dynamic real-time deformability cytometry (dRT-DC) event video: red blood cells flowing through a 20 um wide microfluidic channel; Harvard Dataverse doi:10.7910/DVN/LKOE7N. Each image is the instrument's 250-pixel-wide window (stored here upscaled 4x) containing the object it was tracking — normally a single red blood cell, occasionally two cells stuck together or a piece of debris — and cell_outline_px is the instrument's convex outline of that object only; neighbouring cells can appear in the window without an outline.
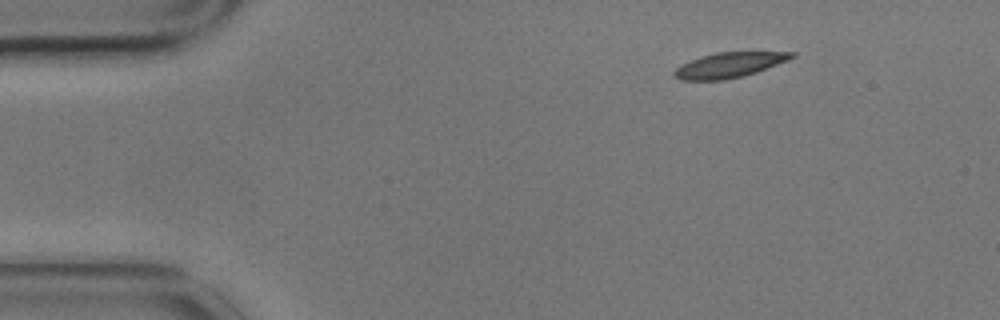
{"species": "common noctule bat (a hibernating species)", "species_latin": "Nyctalus noctula", "temperature_condition": "cold", "stored_images_in_passage": 3, "camera_frame_rate_fps": 3000, "um_per_image_px": 0.085, "animal": {"sex": "male", "body_mass_g": 17.9}, "frame": {"image": 1, "passage_image": 1, "time_ms": 0.0, "image_size_px": [1000, 320], "cell_outline_px": [[796, 56], [788, 60], [756, 72], [744, 76], [724, 80], [680, 80], [672, 76], [672, 72], [676, 68], [700, 56], [716, 52], [796, 52]], "centroid_in_image_um": [61.97, 5.53], "position_along_channel_um": 23.0, "area_um2": 17.17}}
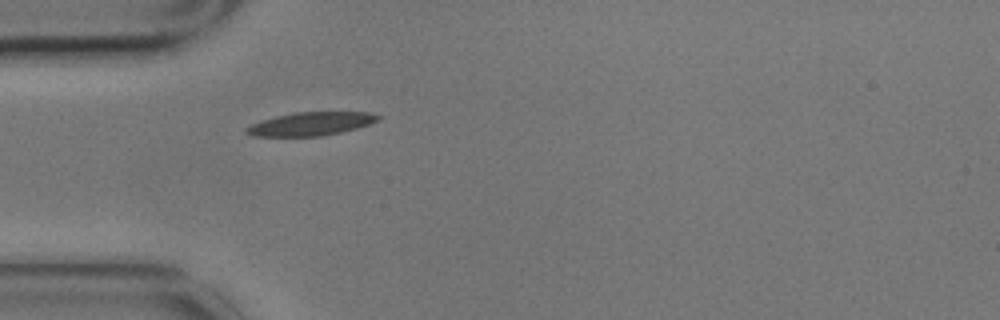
{"frame": {"image": 2, "passage_image": 3, "time_ms": 0.667, "image_size_px": [1000, 320], "cell_outline_px": [[380, 120], [356, 128], [340, 132], [320, 136], [252, 136], [244, 132], [244, 128], [260, 120], [276, 116], [296, 112], [372, 112], [380, 116]], "centroid_in_image_um": [26.39, 10.52], "position_along_channel_um": 58.6, "area_um2": 17.92}}